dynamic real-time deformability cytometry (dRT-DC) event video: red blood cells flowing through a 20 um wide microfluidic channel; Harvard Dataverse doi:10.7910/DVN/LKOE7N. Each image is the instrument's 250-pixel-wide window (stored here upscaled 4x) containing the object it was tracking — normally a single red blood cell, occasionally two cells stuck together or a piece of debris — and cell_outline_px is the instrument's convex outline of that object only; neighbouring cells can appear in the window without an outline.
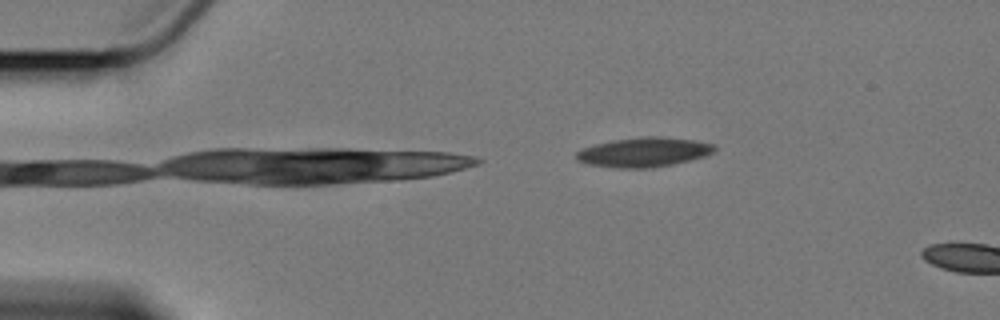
{"species": "Egyptian fruit bat (a non-hibernating species)", "species_latin": "Rousettus aegyptiacus", "temperature_condition": "cold", "stored_images_in_passage": 6, "camera_frame_rate_fps": 3000, "um_per_image_px": 0.085, "animal": {"sex": "female"}, "frame": {"image": 1, "passage_image": 1, "time_ms": 0.0, "image_size_px": [1000, 320], "cell_outline_px": [[716, 152], [704, 156], [672, 164], [648, 168], [620, 168], [588, 164], [576, 160], [576, 152], [584, 148], [596, 144], [612, 140], [652, 136], [656, 136], [692, 140], [712, 144], [716, 148]], "centroid_in_image_um": [54.71, 12.94], "position_along_channel_um": 30.3, "area_um2": 23.35}}